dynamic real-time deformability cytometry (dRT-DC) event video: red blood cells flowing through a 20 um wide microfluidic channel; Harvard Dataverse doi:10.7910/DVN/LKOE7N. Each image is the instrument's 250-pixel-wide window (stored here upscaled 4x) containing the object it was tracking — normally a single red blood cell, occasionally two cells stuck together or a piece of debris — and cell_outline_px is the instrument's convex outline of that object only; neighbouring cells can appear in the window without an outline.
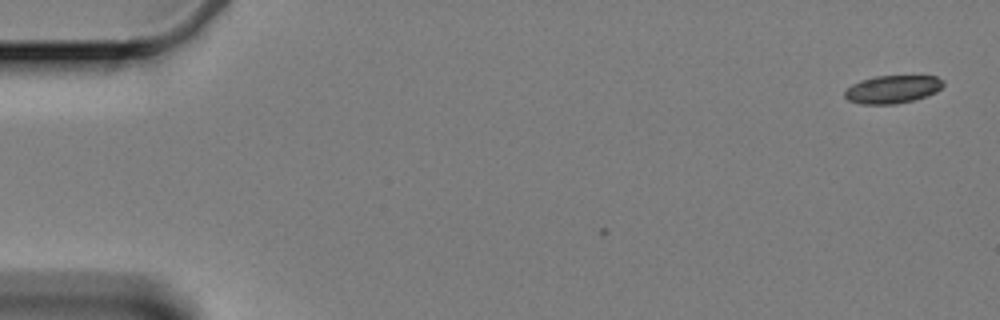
{"species": "Egyptian fruit bat (a non-hibernating species)", "species_latin": "Rousettus aegyptiacus", "temperature_condition": "cold", "stored_images_in_passage": 4, "camera_frame_rate_fps": 3000, "um_per_image_px": 0.085, "animal": {"sex": "female"}, "frame": {"image": 1, "passage_image": 1, "time_ms": 0.0, "image_size_px": [1000, 320], "cell_outline_px": [[944, 84], [936, 92], [912, 100], [896, 104], [860, 104], [848, 100], [844, 96], [844, 92], [852, 84], [860, 80], [876, 76], [936, 76], [944, 80]], "centroid_in_image_um": [75.84, 7.58], "position_along_channel_um": 9.2, "area_um2": 15.95}}